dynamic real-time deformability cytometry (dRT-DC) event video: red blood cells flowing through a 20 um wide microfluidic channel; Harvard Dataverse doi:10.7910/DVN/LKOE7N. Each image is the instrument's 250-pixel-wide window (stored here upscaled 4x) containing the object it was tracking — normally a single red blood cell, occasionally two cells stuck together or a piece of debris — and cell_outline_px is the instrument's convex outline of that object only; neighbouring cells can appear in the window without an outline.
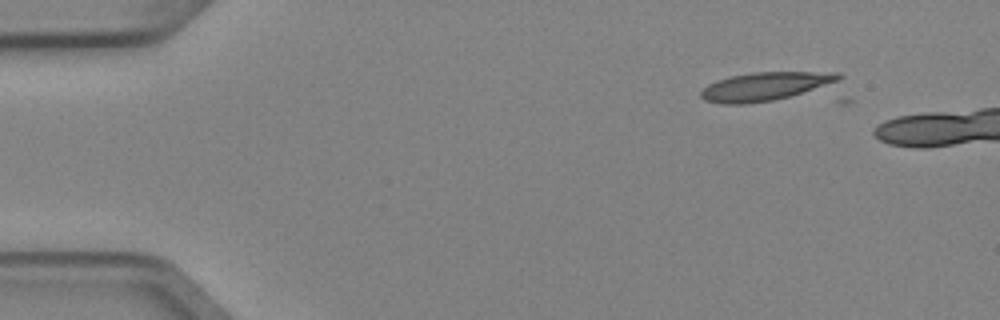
{"species": "Egyptian fruit bat (a non-hibernating species)", "species_latin": "Rousettus aegyptiacus", "temperature_condition": "cold", "stored_images_in_passage": 3, "camera_frame_rate_fps": 3000, "um_per_image_px": 0.085, "animal": {"sex": "female"}, "frame": {"image": 1, "passage_image": 1, "time_ms": 0.0, "image_size_px": [1000, 320], "cell_outline_px": [[844, 76], [840, 80], [788, 96], [772, 100], [744, 104], [720, 104], [704, 100], [700, 96], [700, 92], [708, 84], [716, 80], [732, 76], [752, 72], [840, 72]], "centroid_in_image_um": [64.98, 7.33], "position_along_channel_um": 20.0, "area_um2": 22.48}}